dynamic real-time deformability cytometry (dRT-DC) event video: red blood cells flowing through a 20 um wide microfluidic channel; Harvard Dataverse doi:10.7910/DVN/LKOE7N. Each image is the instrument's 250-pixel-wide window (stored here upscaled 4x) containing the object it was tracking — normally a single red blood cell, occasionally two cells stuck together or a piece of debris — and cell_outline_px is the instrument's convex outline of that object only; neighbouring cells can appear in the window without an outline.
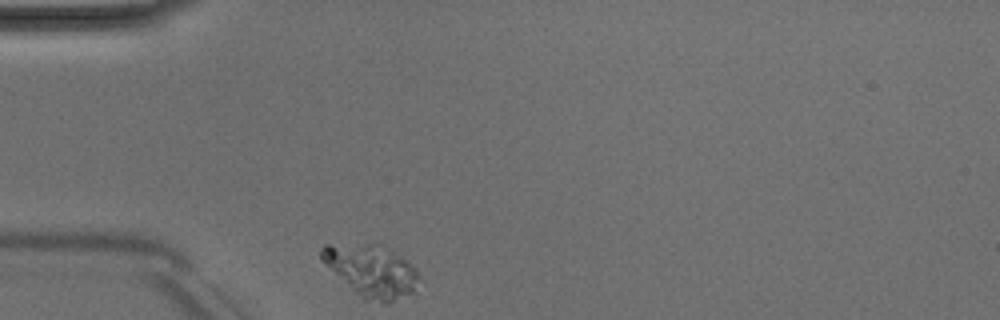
{"species": "Egyptian fruit bat (a non-hibernating species)", "species_latin": "Rousettus aegyptiacus", "temperature_condition": "room temperature", "stored_images_in_passage": 35, "camera_frame_rate_fps": 3000, "um_per_image_px": 0.085, "animal": {"sex": "male"}, "frame": {"image": 1, "passage_image": 1, "time_ms": 0.0, "image_size_px": [1000, 320], "cell_outline_px": [[420, 276], [412, 292], [388, 304], [364, 300], [324, 264], [320, 260], [320, 248], [324, 244], [384, 244], [416, 268]], "centroid_in_image_um": [31.55, 23.0], "position_along_channel_um": 53.5, "area_um2": 29.59}}
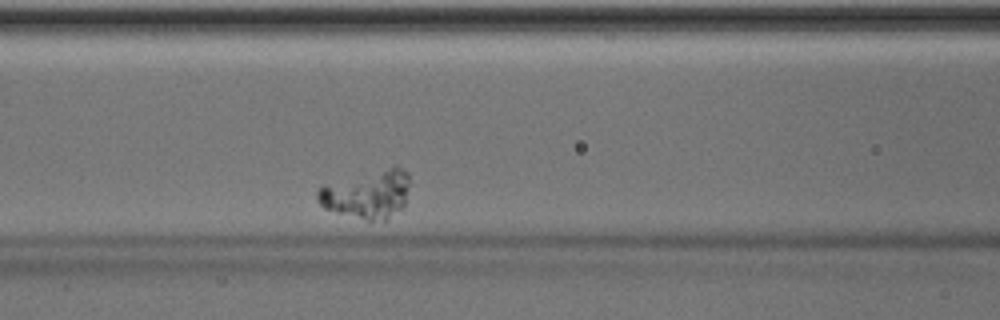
{"frame": {"image": 2, "passage_image": 10, "time_ms": 3.0, "image_size_px": [1000, 320], "cell_outline_px": [[408, 188], [404, 204], [388, 220], [368, 220], [336, 212], [324, 208], [316, 200], [316, 192], [324, 184], [396, 164], [408, 172]], "centroid_in_image_um": [31.21, 16.48], "position_along_channel_um": 135.4, "area_um2": 25.95}}
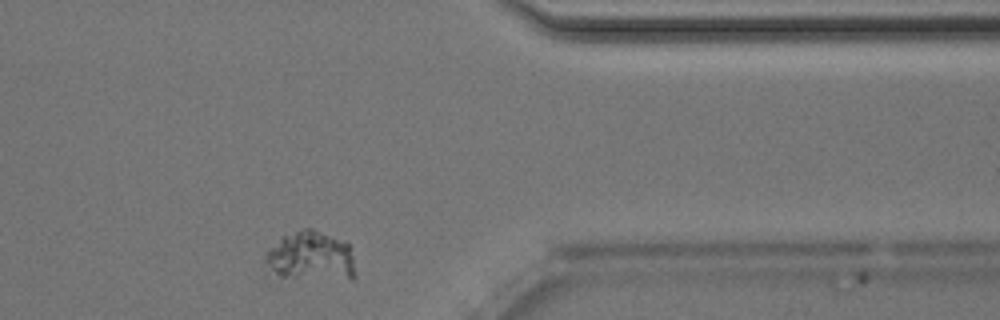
{"frame": {"image": 3, "passage_image": 33, "time_ms": 10.667, "image_size_px": [1000, 320], "cell_outline_px": [[356, 276], [352, 280], [292, 280], [280, 276], [264, 260], [268, 248], [284, 236], [304, 228], [312, 228], [348, 240], [352, 256]], "centroid_in_image_um": [26.5, 21.82], "position_along_channel_um": 384.9, "area_um2": 26.76}}